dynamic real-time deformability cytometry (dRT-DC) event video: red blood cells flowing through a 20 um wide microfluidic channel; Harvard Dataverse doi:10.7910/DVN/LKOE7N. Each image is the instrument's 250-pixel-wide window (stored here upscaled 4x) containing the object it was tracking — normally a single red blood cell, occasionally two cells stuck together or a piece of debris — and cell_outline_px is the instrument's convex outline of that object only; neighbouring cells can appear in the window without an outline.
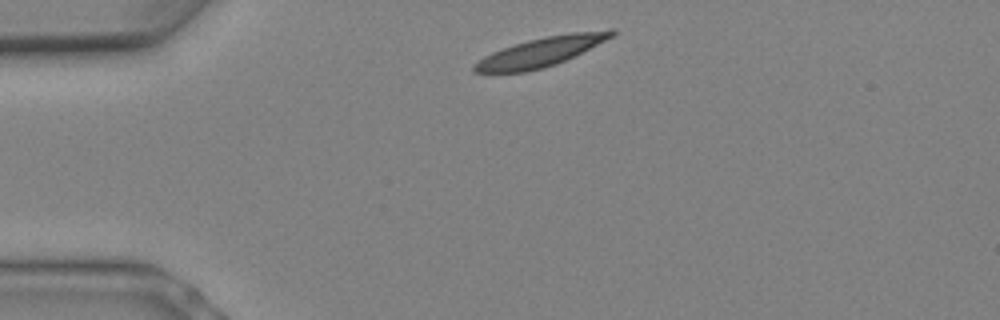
{"species": "Egyptian fruit bat (a non-hibernating species)", "species_latin": "Rousettus aegyptiacus", "temperature_condition": "warm", "stored_images_in_passage": 4, "camera_frame_rate_fps": 3000, "um_per_image_px": 0.085, "animal": {"sex": "female"}, "frame": {"image": 1, "passage_image": 1, "time_ms": 0.0, "image_size_px": [1000, 320], "cell_outline_px": [[616, 36], [556, 64], [524, 72], [472, 72], [472, 64], [484, 56], [492, 52], [528, 40], [548, 36], [572, 32], [612, 28], [616, 28]], "centroid_in_image_um": [46.04, 4.38], "position_along_channel_um": 39.0, "area_um2": 23.29}}
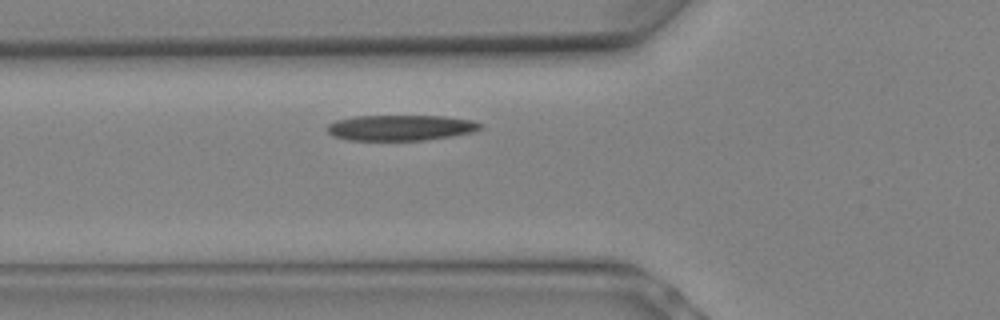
{"frame": {"image": 2, "passage_image": 4, "time_ms": 1.0, "image_size_px": [1000, 320], "cell_outline_px": [[484, 124], [476, 132], [452, 136], [424, 140], [348, 140], [332, 136], [328, 132], [328, 124], [336, 120], [356, 116], [444, 116], [472, 120]], "centroid_in_image_um": [34.08, 10.86], "position_along_channel_um": 91.7, "area_um2": 22.95}}